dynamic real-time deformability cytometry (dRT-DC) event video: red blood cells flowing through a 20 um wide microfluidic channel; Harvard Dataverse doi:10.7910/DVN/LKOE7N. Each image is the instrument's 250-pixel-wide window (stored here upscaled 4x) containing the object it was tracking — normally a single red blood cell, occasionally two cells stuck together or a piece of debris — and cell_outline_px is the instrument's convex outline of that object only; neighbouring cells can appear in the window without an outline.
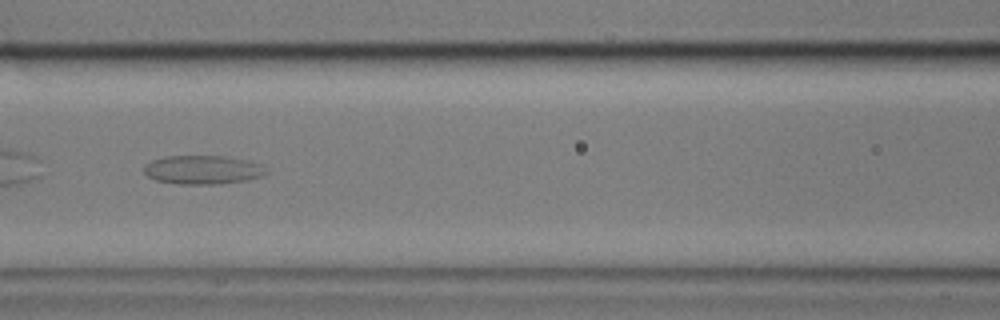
{"species": "common noctule bat (a hibernating species)", "species_latin": "Nyctalus noctula", "temperature_condition": "cold", "stored_images_in_passage": 44, "camera_frame_rate_fps": 3000, "um_per_image_px": 0.085, "animal": {"sex": "male", "body_mass_g": 17.9}, "frame": {"image": 1, "passage_image": 10, "time_ms": 3.0, "image_size_px": [1000, 320], "cell_outline_px": [[268, 172], [264, 176], [248, 180], [224, 184], [176, 184], [156, 180], [148, 176], [144, 172], [144, 164], [152, 160], [164, 156], [228, 156], [248, 160], [260, 164]], "centroid_in_image_um": [17.25, 14.43], "position_along_channel_um": 149.3, "area_um2": 20.81}}
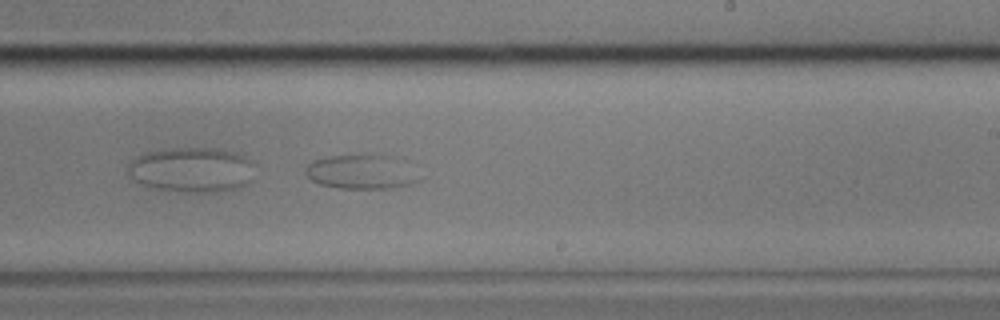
{"frame": {"image": 2, "passage_image": 20, "time_ms": 6.333, "image_size_px": [1000, 320], "cell_outline_px": [[420, 180], [412, 184], [392, 188], [340, 188], [320, 184], [312, 180], [304, 172], [304, 168], [312, 160], [328, 156], [380, 152], [404, 160]], "centroid_in_image_um": [30.7, 14.56], "position_along_channel_um": 258.3, "area_um2": 23.29}}